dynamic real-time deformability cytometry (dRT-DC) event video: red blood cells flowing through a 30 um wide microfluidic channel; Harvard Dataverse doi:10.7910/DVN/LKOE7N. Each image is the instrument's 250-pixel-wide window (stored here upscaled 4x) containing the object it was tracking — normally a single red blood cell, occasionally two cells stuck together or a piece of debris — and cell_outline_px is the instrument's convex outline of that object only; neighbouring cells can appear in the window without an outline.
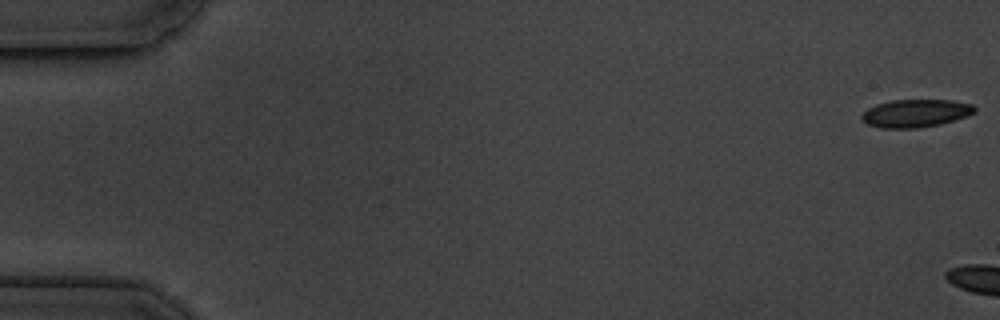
{"species": "common noctule bat (a hibernating species)", "species_latin": "Nyctalus noctula", "temperature_condition": "cold", "stored_images_in_passage": 9, "camera_frame_rate_fps": 3000, "um_per_image_px": 0.085, "animal": {"sex": "male", "body_mass_g": 19.5, "forearm_length_mm": 54.6}, "frame": {"image": 1, "passage_image": 1, "time_ms": 0.0, "image_size_px": [1000, 320], "cell_outline_px": [[976, 112], [968, 116], [956, 120], [940, 124], [916, 128], [880, 128], [868, 124], [860, 120], [860, 116], [868, 108], [876, 104], [892, 100], [952, 100], [972, 104], [976, 108]], "centroid_in_image_um": [77.83, 9.63], "position_along_channel_um": 7.2, "area_um2": 18.5}}